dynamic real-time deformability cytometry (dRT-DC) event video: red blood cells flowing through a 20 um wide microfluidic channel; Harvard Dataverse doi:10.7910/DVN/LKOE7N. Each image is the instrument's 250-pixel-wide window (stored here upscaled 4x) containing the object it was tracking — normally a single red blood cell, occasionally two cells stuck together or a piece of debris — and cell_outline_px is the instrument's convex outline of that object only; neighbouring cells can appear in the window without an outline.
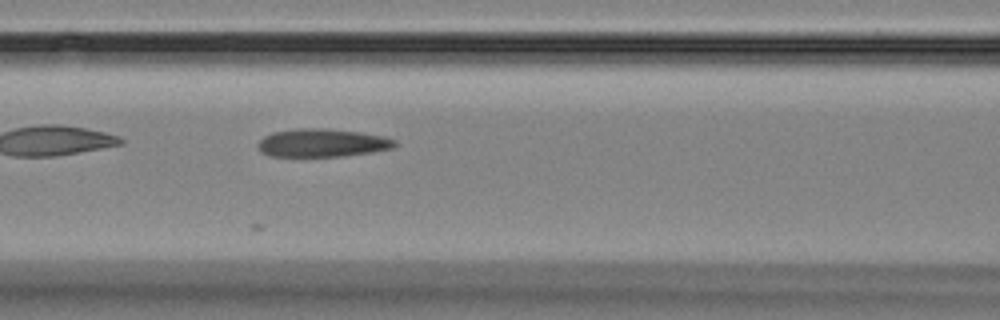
{"species": "Egyptian fruit bat (a non-hibernating species)", "species_latin": "Rousettus aegyptiacus", "temperature_condition": "room temperature", "stored_images_in_passage": 3, "camera_frame_rate_fps": 3000, "um_per_image_px": 0.085, "animal": {"sex": "female"}, "frame": {"image": 1, "passage_image": 3, "time_ms": 2.333, "image_size_px": [1000, 320], "cell_outline_px": [[396, 144], [392, 148], [372, 152], [340, 156], [272, 156], [260, 152], [256, 144], [264, 136], [272, 132], [296, 128], [324, 128], [360, 132], [384, 136], [396, 140]], "centroid_in_image_um": [27.36, 12.13], "position_along_channel_um": 139.2, "area_um2": 22.48}}